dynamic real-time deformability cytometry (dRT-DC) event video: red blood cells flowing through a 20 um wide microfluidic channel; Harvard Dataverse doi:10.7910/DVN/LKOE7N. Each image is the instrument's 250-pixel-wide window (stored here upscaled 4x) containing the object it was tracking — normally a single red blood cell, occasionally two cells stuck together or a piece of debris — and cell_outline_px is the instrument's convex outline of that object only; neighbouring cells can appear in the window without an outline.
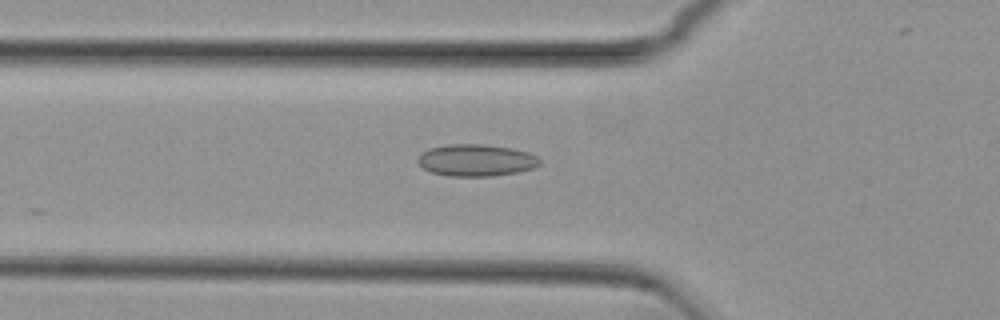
{"species": "common noctule bat (a hibernating species)", "species_latin": "Nyctalus noctula", "temperature_condition": "cold", "stored_images_in_passage": 40, "camera_frame_rate_fps": 3000, "um_per_image_px": 0.085, "animal": {"sex": "female", "body_mass_g": 29.2, "forearm_length_mm": 56.3}, "frame": {"image": 1, "passage_image": 5, "time_ms": 1.333, "image_size_px": [1000, 320], "cell_outline_px": [[540, 164], [532, 168], [516, 172], [492, 176], [448, 176], [432, 172], [424, 168], [416, 160], [428, 148], [448, 144], [484, 144], [512, 148], [528, 152], [536, 156], [540, 160]], "centroid_in_image_um": [40.47, 13.61], "position_along_channel_um": 85.3, "area_um2": 22.54}}
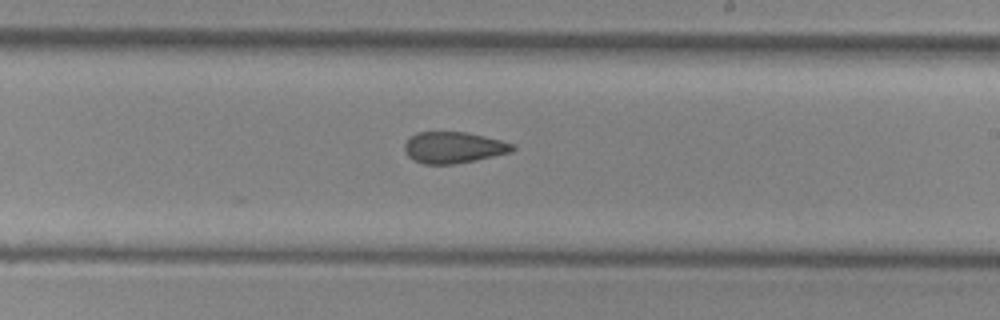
{"frame": {"image": 2, "passage_image": 18, "time_ms": 5.667, "image_size_px": [1000, 320], "cell_outline_px": [[516, 148], [512, 152], [476, 160], [452, 164], [424, 164], [412, 160], [404, 152], [404, 144], [416, 132], [468, 132], [516, 144]], "centroid_in_image_um": [38.56, 12.54], "position_along_channel_um": 250.4, "area_um2": 19.83}}
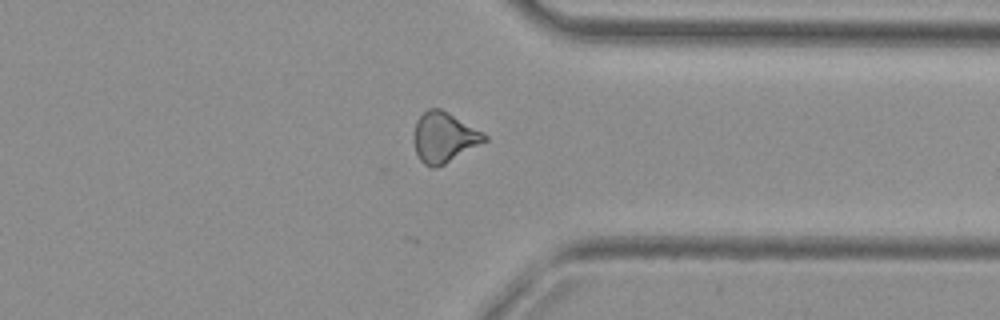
{"frame": {"image": 3, "passage_image": 28, "time_ms": 9.0, "image_size_px": [1000, 320], "cell_outline_px": [[488, 140], [444, 164], [436, 168], [432, 168], [424, 164], [420, 160], [416, 152], [412, 140], [412, 132], [416, 120], [428, 108], [440, 108], [448, 112], [484, 132], [488, 136]], "centroid_in_image_um": [37.71, 11.67], "position_along_channel_um": 373.7, "area_um2": 20.92}, "authors_computed_cell_mechanics": {"area_um2": 20.4034, "velocity_mm_per_s": 3.7952, "shape_relaxation_time_tau1_ms": null, "shape_relaxation_time_tau2_ms": 2.8993, "deformation_change_tau1": null, "deformation_change_tau2": 0.1056}}